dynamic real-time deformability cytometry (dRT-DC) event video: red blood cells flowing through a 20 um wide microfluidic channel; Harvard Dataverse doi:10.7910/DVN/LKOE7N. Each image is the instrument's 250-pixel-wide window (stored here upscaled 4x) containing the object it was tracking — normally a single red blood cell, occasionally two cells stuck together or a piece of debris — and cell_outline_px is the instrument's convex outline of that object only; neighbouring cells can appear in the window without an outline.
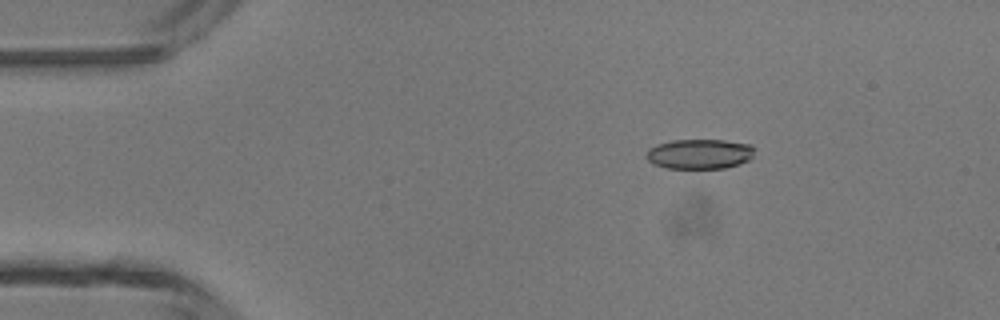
{"species": "common noctule bat (a hibernating species)", "species_latin": "Nyctalus noctula", "temperature_condition": "room temperature", "stored_images_in_passage": 4, "camera_frame_rate_fps": 3000, "um_per_image_px": 0.085, "animal": {"sex": "male", "body_mass_g": 13.3}, "frame": {"image": 1, "passage_image": 4, "time_ms": 4.333, "image_size_px": [1000, 320], "cell_outline_px": [[756, 148], [752, 156], [748, 160], [740, 164], [724, 168], [668, 168], [652, 164], [644, 156], [648, 148], [656, 144], [672, 140], [724, 140], [752, 144]], "centroid_in_image_um": [59.45, 13.08], "position_along_channel_um": 25.5, "area_um2": 19.13}}